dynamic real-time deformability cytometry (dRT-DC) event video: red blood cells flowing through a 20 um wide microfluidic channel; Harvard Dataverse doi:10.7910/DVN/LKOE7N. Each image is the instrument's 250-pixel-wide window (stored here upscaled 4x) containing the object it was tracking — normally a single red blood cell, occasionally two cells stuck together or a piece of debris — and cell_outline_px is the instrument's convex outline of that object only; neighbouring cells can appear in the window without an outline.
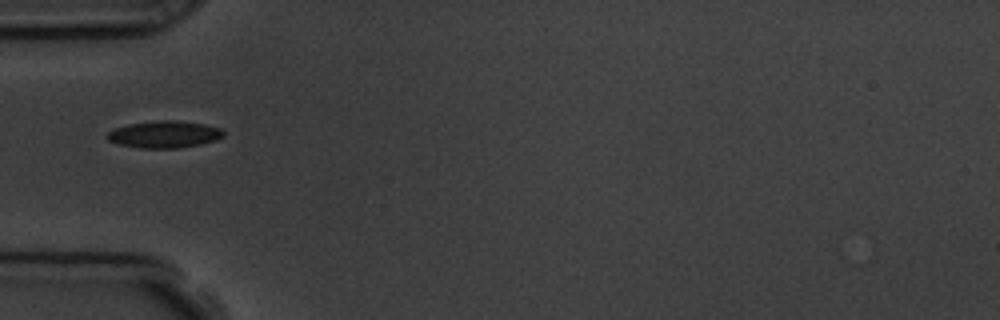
{"species": "common noctule bat (a hibernating species)", "species_latin": "Nyctalus noctula", "temperature_condition": "room temperature", "stored_images_in_passage": 8, "camera_frame_rate_fps": 3000, "um_per_image_px": 0.085, "animal": {"sex": "male", "body_mass_g": 19.5, "forearm_length_mm": 54.6}, "frame": {"image": 1, "passage_image": 6, "time_ms": 5.667, "image_size_px": [1000, 320], "cell_outline_px": [[224, 136], [216, 140], [200, 144], [176, 148], [140, 148], [120, 144], [108, 140], [104, 136], [108, 132], [116, 128], [128, 124], [160, 120], [176, 120], [204, 124], [220, 128], [224, 132]], "centroid_in_image_um": [13.96, 11.42], "position_along_channel_um": 71.0, "area_um2": 18.21}}